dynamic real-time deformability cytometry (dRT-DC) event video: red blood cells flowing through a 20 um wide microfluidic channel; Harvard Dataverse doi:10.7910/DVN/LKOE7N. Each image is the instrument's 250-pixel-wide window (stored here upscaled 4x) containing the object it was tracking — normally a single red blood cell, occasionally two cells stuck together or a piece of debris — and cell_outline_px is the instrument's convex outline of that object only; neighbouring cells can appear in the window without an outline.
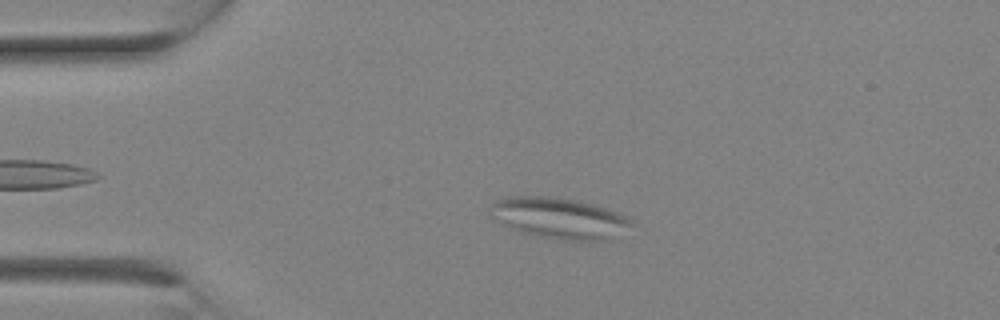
{"species": "Egyptian fruit bat (a non-hibernating species)", "species_latin": "Rousettus aegyptiacus", "temperature_condition": "room temperature", "stored_images_in_passage": 13, "camera_frame_rate_fps": 3000, "um_per_image_px": 0.085, "animal": {"sex": "female"}, "frame": {"image": 1, "passage_image": 6, "time_ms": 1.667, "image_size_px": [1000, 320], "cell_outline_px": [[636, 224], [604, 240], [560, 240], [540, 236], [524, 232], [512, 228], [492, 216], [492, 204], [496, 200], [512, 196], [548, 196], [576, 200], [596, 204], [616, 212], [632, 220]], "centroid_in_image_um": [47.57, 18.52], "position_along_channel_um": 37.4, "area_um2": 33.0}}